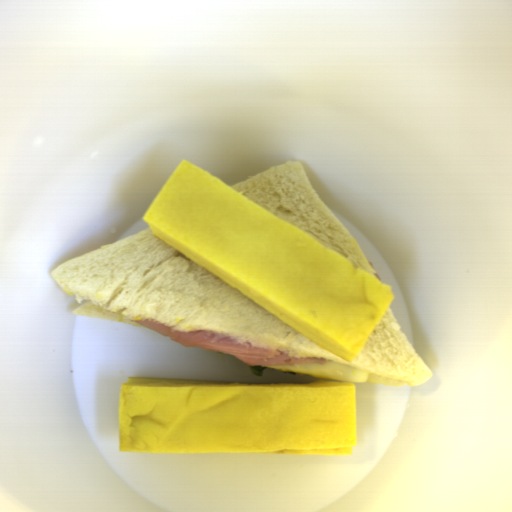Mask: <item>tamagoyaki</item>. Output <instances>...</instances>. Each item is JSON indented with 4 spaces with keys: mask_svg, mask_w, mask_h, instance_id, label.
Masks as SVG:
<instances>
[{
    "mask_svg": "<svg viewBox=\"0 0 512 512\" xmlns=\"http://www.w3.org/2000/svg\"><path fill=\"white\" fill-rule=\"evenodd\" d=\"M142 218L154 237L349 363L395 300L390 285L185 159Z\"/></svg>",
    "mask_w": 512,
    "mask_h": 512,
    "instance_id": "81b7327e",
    "label": "tamagoyaki"
},
{
    "mask_svg": "<svg viewBox=\"0 0 512 512\" xmlns=\"http://www.w3.org/2000/svg\"><path fill=\"white\" fill-rule=\"evenodd\" d=\"M356 419L353 382L129 376L118 385L120 451L353 455Z\"/></svg>",
    "mask_w": 512,
    "mask_h": 512,
    "instance_id": "833754b4",
    "label": "tamagoyaki"
}]
</instances>
